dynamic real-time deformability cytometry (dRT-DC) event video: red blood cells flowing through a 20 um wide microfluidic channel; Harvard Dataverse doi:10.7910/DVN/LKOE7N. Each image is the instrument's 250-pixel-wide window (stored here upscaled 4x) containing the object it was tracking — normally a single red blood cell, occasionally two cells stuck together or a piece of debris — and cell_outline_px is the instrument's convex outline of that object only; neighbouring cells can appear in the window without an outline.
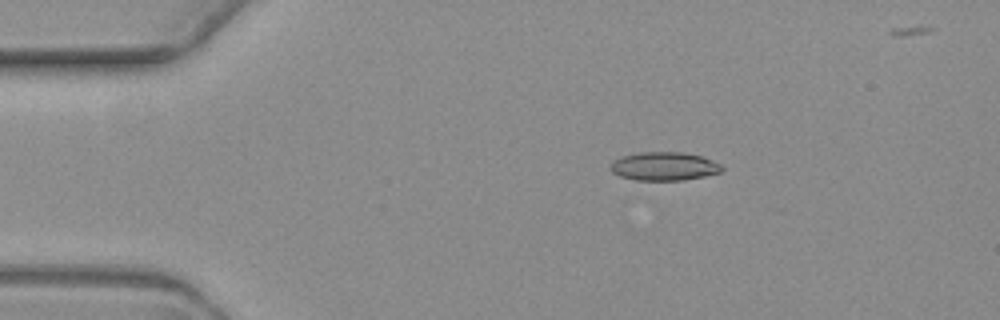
{"species": "common noctule bat (a hibernating species)", "species_latin": "Nyctalus noctula", "temperature_condition": "warm", "stored_images_in_passage": 4, "camera_frame_rate_fps": 3000, "um_per_image_px": 0.085, "animal": {"sex": "female", "body_mass_g": 19.3, "forearm_length_mm": 54.1}, "frame": {"image": 1, "passage_image": 4, "time_ms": 4.667, "image_size_px": [1000, 320], "cell_outline_px": [[724, 168], [720, 172], [704, 176], [684, 180], [636, 180], [620, 176], [612, 172], [608, 168], [616, 160], [624, 156], [640, 152], [680, 152], [700, 156], [712, 160], [720, 164]], "centroid_in_image_um": [56.46, 14.14], "position_along_channel_um": 28.5, "area_um2": 18.26}}